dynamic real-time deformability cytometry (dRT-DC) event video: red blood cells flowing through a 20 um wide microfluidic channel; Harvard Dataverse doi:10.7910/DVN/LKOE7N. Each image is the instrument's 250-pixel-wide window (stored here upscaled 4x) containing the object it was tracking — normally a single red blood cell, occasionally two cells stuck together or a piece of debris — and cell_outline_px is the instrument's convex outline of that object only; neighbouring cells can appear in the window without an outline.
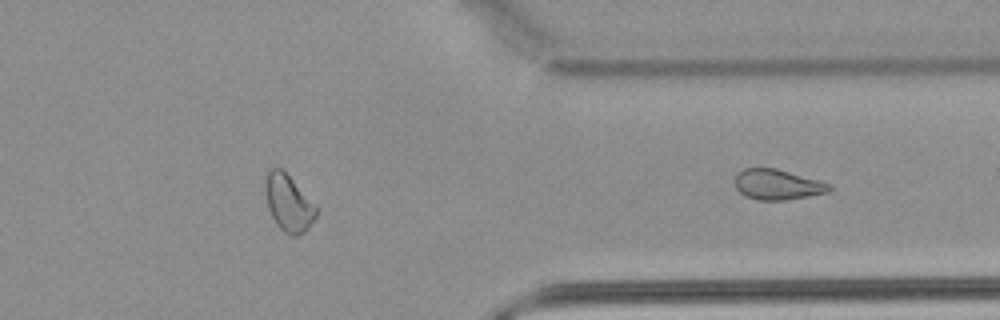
{"species": "common noctule bat (a hibernating species)", "species_latin": "Nyctalus noctula", "temperature_condition": "warm", "stored_images_in_passage": 26, "segment_of_instrument_passage": [2, 2], "camera_frame_rate_fps": 3000, "um_per_image_px": 0.085, "animal": {"sex": "male", "body_mass_g": 21.5, "forearm_length_mm": 52.0}, "frame": {"image": 1, "passage_image": 26, "time_ms": 8.333, "image_size_px": [1000, 320], "cell_outline_px": [[832, 188], [828, 192], [784, 200], [756, 200], [740, 192], [736, 188], [736, 176], [744, 168], [776, 168], [832, 184]], "centroid_in_image_um": [66.1, 15.68], "position_along_channel_um": 345.3, "area_um2": 16.42}}